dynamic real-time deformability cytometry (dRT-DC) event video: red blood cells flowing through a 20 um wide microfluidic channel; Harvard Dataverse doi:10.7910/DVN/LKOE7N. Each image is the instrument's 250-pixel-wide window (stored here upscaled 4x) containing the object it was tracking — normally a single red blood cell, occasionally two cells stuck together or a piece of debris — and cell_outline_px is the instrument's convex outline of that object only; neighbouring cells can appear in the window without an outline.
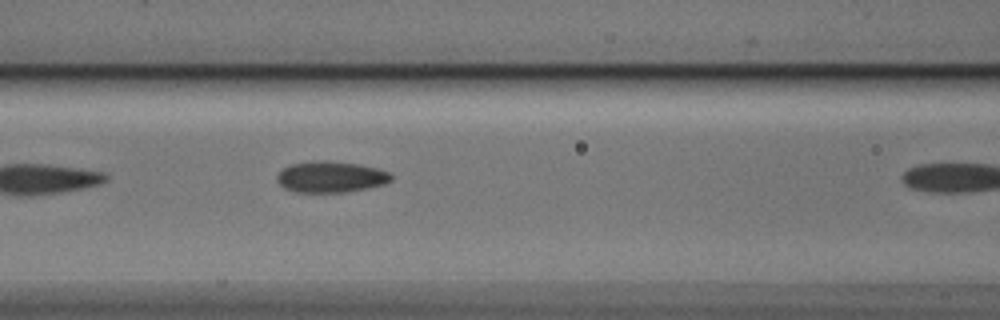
{"species": "Egyptian fruit bat (a non-hibernating species)", "species_latin": "Rousettus aegyptiacus", "temperature_condition": "cold", "stored_images_in_passage": 7, "camera_frame_rate_fps": 3000, "um_per_image_px": 0.085, "animal": {"sex": "male"}, "frame": {"image": 1, "passage_image": 6, "time_ms": 1.667, "image_size_px": [1000, 320], "cell_outline_px": [[392, 180], [384, 184], [368, 188], [348, 192], [296, 192], [284, 188], [276, 180], [276, 176], [284, 168], [292, 164], [312, 160], [328, 160], [360, 164], [376, 168], [388, 172], [392, 176]], "centroid_in_image_um": [28.11, 15.03], "position_along_channel_um": 138.5, "area_um2": 20.87}}